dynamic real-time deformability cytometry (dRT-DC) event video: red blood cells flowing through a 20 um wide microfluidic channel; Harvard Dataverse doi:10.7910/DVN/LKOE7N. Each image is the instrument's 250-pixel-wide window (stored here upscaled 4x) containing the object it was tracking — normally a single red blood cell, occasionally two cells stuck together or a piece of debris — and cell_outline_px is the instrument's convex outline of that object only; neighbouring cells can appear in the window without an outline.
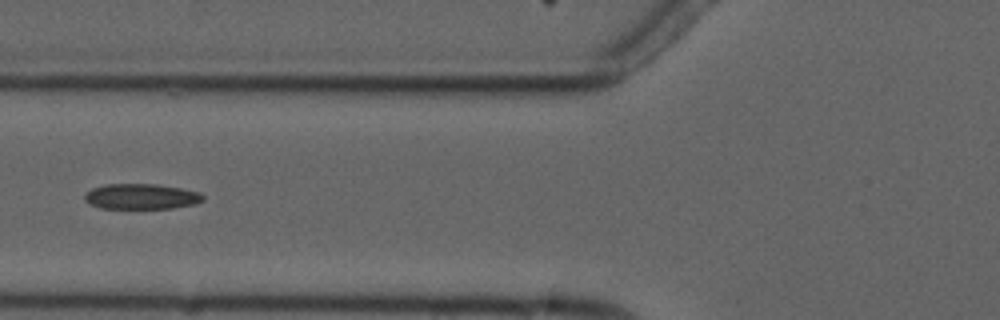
{"species": "common noctule bat (a hibernating species)", "species_latin": "Nyctalus noctula", "temperature_condition": "cold", "stored_images_in_passage": 5, "camera_frame_rate_fps": 3000, "um_per_image_px": 0.085, "animal": {"sex": "male", "forearm_length_mm": 52.5}, "frame": {"image": 1, "passage_image": 5, "time_ms": 6.333, "image_size_px": [1000, 320], "cell_outline_px": [[204, 200], [196, 204], [172, 208], [100, 208], [88, 204], [84, 200], [84, 196], [92, 188], [108, 184], [156, 184], [180, 188], [200, 192], [204, 196]], "centroid_in_image_um": [12.02, 16.7], "position_along_channel_um": 113.8, "area_um2": 17.57}}